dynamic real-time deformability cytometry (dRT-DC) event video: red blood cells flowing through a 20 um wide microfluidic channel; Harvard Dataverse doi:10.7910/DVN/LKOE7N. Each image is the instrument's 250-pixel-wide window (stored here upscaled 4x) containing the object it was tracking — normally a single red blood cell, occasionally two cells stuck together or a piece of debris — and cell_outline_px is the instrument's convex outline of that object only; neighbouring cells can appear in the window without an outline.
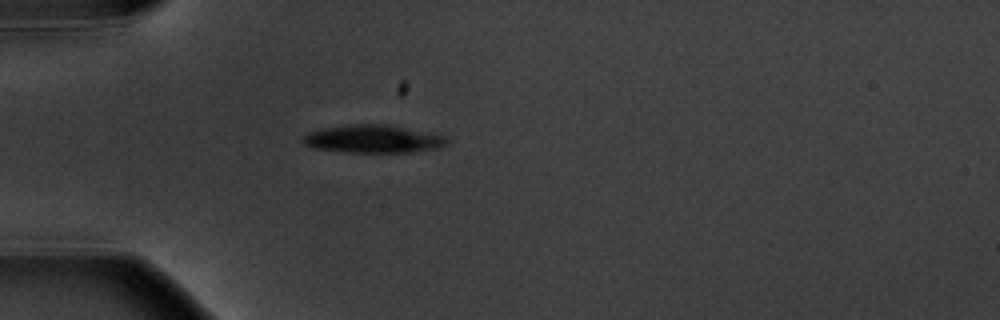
{"species": "common noctule bat (a hibernating species)", "species_latin": "Nyctalus noctula", "temperature_condition": "warm", "stored_images_in_passage": 4, "camera_frame_rate_fps": 3000, "um_per_image_px": 0.085, "animal": {"sex": "male", "body_mass_g": 20.1, "forearm_length_mm": 53.5}, "frame": {"image": 1, "passage_image": 3, "time_ms": 3.333, "image_size_px": [1000, 320], "cell_outline_px": [[448, 144], [440, 148], [412, 152], [348, 152], [312, 148], [304, 144], [300, 140], [308, 132], [320, 128], [348, 124], [388, 124], [436, 132], [448, 136]], "centroid_in_image_um": [31.78, 11.79], "position_along_channel_um": 53.2, "area_um2": 24.16}}